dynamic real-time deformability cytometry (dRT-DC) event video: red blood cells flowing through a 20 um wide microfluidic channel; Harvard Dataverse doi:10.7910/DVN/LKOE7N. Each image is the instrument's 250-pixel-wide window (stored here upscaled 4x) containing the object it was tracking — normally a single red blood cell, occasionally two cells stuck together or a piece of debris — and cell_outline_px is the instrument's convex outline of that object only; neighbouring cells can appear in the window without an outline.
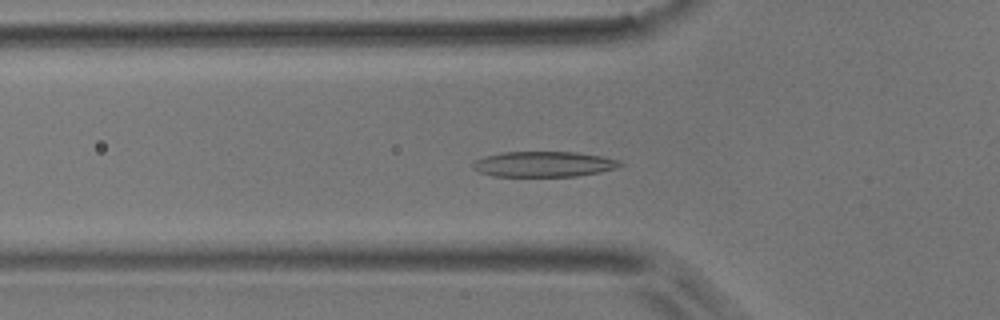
{"species": "common noctule bat (a hibernating species)", "species_latin": "Nyctalus noctula", "temperature_condition": "room temperature", "stored_images_in_passage": 53, "segment_of_instrument_passage": [1, 2], "camera_frame_rate_fps": 3000, "um_per_image_px": 0.085, "animal": {"sex": "male", "body_mass_g": 17.9}, "frame": {"image": 1, "passage_image": 17, "time_ms": 5.333, "image_size_px": [1000, 320], "cell_outline_px": [[624, 164], [616, 168], [600, 172], [576, 176], [496, 176], [480, 172], [472, 168], [472, 164], [476, 160], [484, 156], [504, 152], [576, 152], [600, 156], [620, 160]], "centroid_in_image_um": [46.23, 13.95], "position_along_channel_um": 79.6, "area_um2": 21.73}}
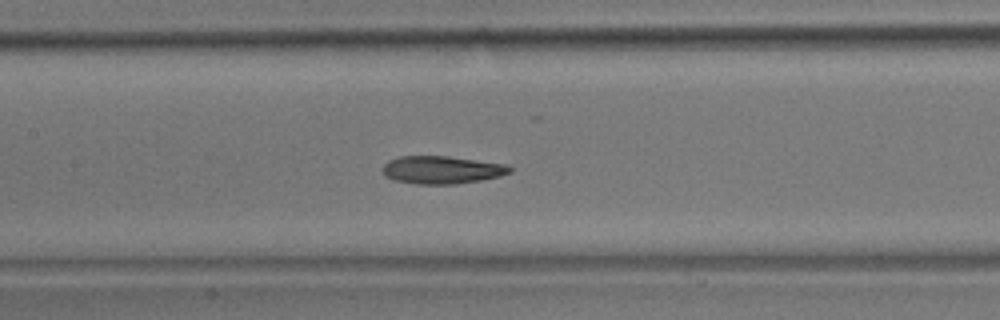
{"frame": {"image": 2, "passage_image": 24, "time_ms": 7.667, "image_size_px": [1000, 320], "cell_outline_px": [[512, 172], [500, 176], [480, 180], [456, 184], [416, 184], [392, 180], [384, 176], [380, 168], [388, 160], [400, 156], [448, 156], [508, 164], [512, 168]], "centroid_in_image_um": [37.52, 14.44], "position_along_channel_um": 169.9, "area_um2": 20.92}}
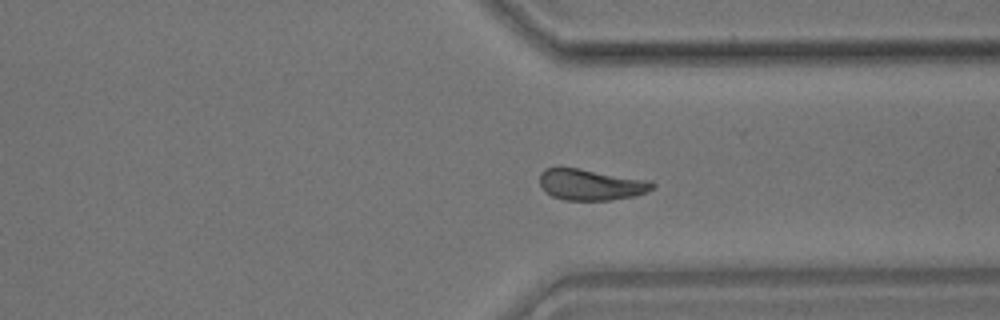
{"frame": {"image": 3, "passage_image": 39, "time_ms": 12.667, "image_size_px": [1000, 320], "cell_outline_px": [[656, 184], [648, 192], [632, 196], [608, 200], [564, 200], [552, 196], [544, 192], [540, 188], [540, 172], [544, 168], [576, 168], [648, 180]], "centroid_in_image_um": [50.17, 15.7], "position_along_channel_um": 361.2, "area_um2": 20.29}}